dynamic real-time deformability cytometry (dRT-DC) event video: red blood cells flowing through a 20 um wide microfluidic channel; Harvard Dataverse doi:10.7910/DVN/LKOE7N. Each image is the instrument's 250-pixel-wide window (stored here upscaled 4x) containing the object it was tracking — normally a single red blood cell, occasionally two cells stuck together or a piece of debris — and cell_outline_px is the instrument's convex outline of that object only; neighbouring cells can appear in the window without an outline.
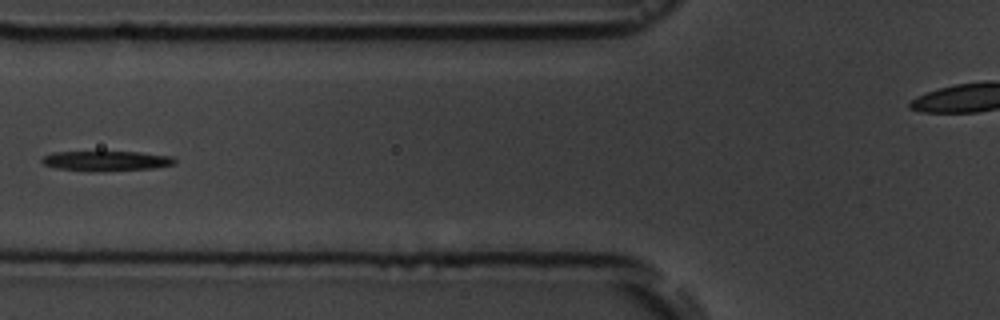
{"species": "common noctule bat (a hibernating species)", "species_latin": "Nyctalus noctula", "temperature_condition": "room temperature", "stored_images_in_passage": 9, "camera_frame_rate_fps": 3000, "um_per_image_px": 0.085, "animal": {"sex": "male", "body_mass_g": 19.5, "forearm_length_mm": 54.6}, "frame": {"image": 1, "passage_image": 6, "time_ms": 6.667, "image_size_px": [1000, 320], "cell_outline_px": [[176, 164], [156, 168], [92, 172], [56, 168], [44, 164], [40, 160], [44, 156], [52, 152], [140, 152], [172, 156], [176, 160]], "centroid_in_image_um": [9.05, 13.68], "position_along_channel_um": 116.7, "area_um2": 15.61}}
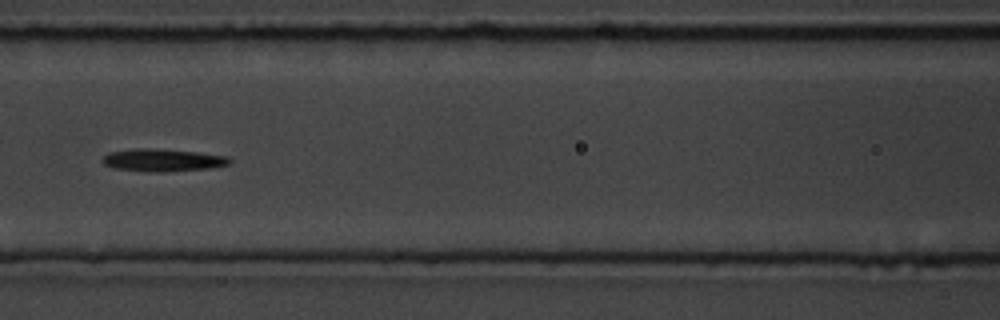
{"frame": {"image": 2, "passage_image": 7, "time_ms": 7.667, "image_size_px": [1000, 320], "cell_outline_px": [[232, 164], [208, 168], [160, 172], [152, 172], [112, 168], [104, 164], [100, 160], [108, 152], [136, 148], [148, 148], [196, 152], [228, 156], [232, 160]], "centroid_in_image_um": [13.81, 13.61], "position_along_channel_um": 152.8, "area_um2": 16.7}}
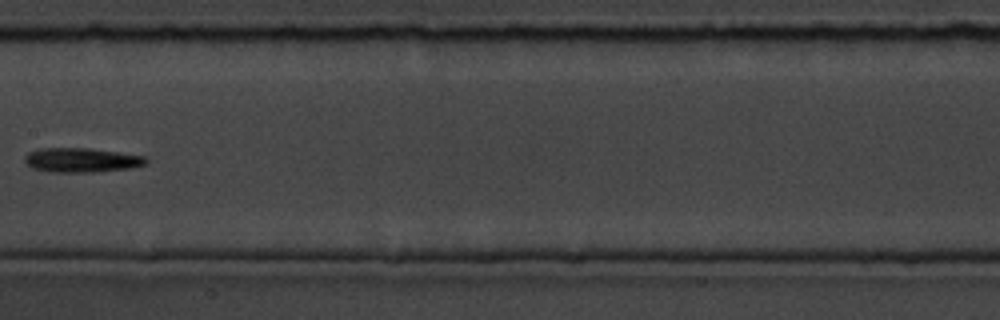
{"frame": {"image": 3, "passage_image": 8, "time_ms": 9.0, "image_size_px": [1000, 320], "cell_outline_px": [[148, 160], [144, 164], [132, 168], [92, 172], [52, 172], [32, 168], [24, 160], [24, 156], [28, 152], [40, 148], [88, 148], [144, 156]], "centroid_in_image_um": [6.89, 13.61], "position_along_channel_um": 200.5, "area_um2": 17.11}}